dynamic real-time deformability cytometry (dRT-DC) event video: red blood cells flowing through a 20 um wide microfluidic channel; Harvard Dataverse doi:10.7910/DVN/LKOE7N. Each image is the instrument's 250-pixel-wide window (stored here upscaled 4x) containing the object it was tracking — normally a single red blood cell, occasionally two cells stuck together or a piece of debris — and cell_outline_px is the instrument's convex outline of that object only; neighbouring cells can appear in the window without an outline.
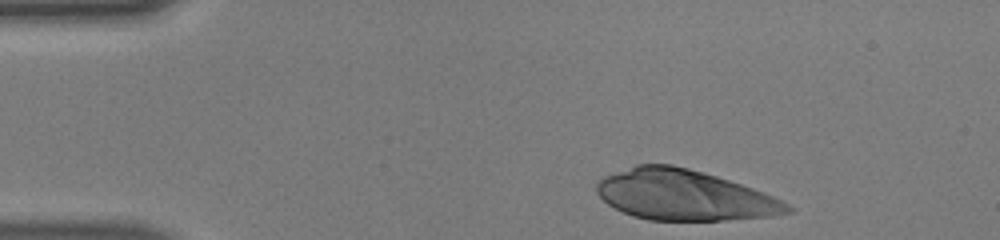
{"species": "human", "species_latin": "Homo sapiens", "temperature_condition": "warm", "stored_images_in_passage": 28, "camera_frame_rate_fps": 3000, "um_per_image_px": 0.085, "donor": {"sex": "male"}, "frame": {"image": 1, "passage_image": 1, "time_ms": 0.0, "image_size_px": [1000, 240], "cell_outline_px": [[796, 208], [792, 212], [768, 216], [724, 220], [648, 220], [632, 216], [608, 204], [596, 192], [596, 184], [604, 176], [636, 164], [672, 164], [704, 172], [764, 192]], "centroid_in_image_um": [58.14, 16.58], "position_along_channel_um": 26.9, "area_um2": 55.72}}